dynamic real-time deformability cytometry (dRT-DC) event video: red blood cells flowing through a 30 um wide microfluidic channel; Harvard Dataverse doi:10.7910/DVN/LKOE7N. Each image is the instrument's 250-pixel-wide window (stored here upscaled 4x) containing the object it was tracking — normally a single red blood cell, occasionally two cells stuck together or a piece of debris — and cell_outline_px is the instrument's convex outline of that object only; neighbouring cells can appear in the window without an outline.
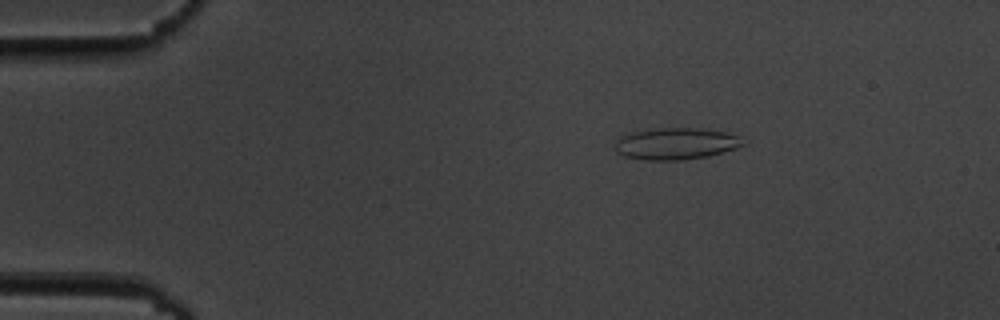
{"species": "common noctule bat (a hibernating species)", "species_latin": "Nyctalus noctula", "temperature_condition": "cold", "stored_images_in_passage": 48, "camera_frame_rate_fps": 3000, "um_per_image_px": 0.085, "animal": {"sex": "male", "body_mass_g": 19.5, "forearm_length_mm": 54.6}, "frame": {"image": 1, "passage_image": 3, "time_ms": 0.667, "image_size_px": [1000, 320], "cell_outline_px": [[744, 144], [736, 148], [724, 152], [708, 156], [680, 160], [644, 160], [624, 156], [616, 152], [616, 140], [620, 136], [632, 132], [664, 128], [692, 128], [724, 132], [736, 136]], "centroid_in_image_um": [57.4, 12.23], "position_along_channel_um": 27.6, "area_um2": 23.24}}
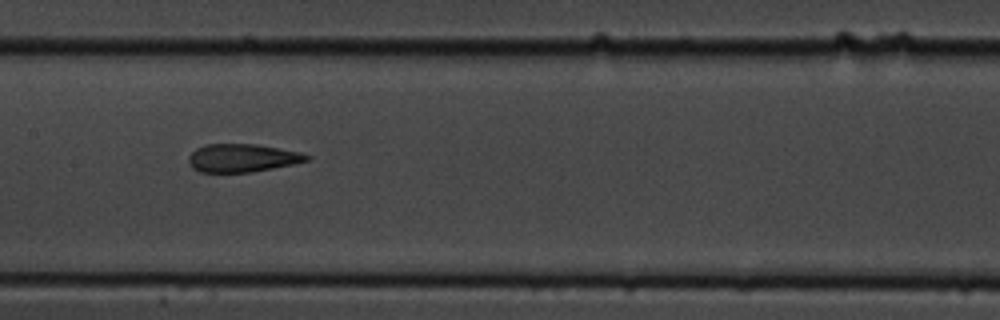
{"frame": {"image": 2, "passage_image": 21, "time_ms": 6.667, "image_size_px": [1000, 320], "cell_outline_px": [[312, 156], [308, 160], [292, 164], [252, 172], [200, 172], [192, 168], [188, 160], [188, 156], [196, 148], [204, 144], [256, 144], [300, 152]], "centroid_in_image_um": [20.56, 13.42], "position_along_channel_um": 186.8, "area_um2": 19.31}}
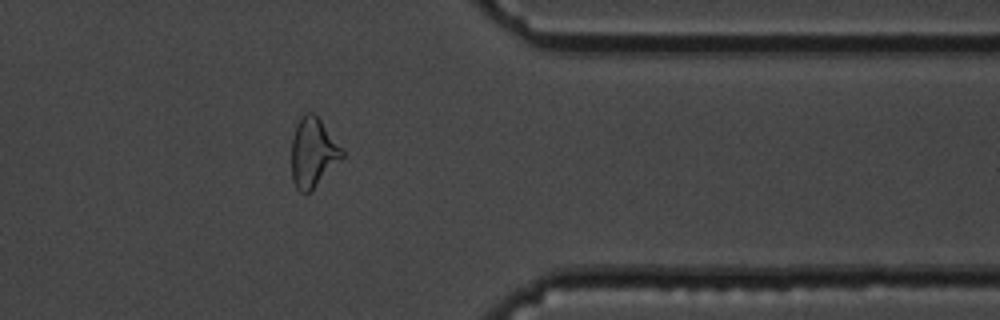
{"frame": {"image": 3, "passage_image": 38, "time_ms": 12.333, "image_size_px": [1000, 320], "cell_outline_px": [[344, 156], [312, 192], [300, 192], [296, 188], [292, 180], [292, 136], [296, 124], [304, 112], [312, 112], [320, 120], [344, 148]], "centroid_in_image_um": [26.62, 12.98], "position_along_channel_um": 384.8, "area_um2": 20.69}, "authors_computed_cell_mechanics": {"area_um2": 20.3456, "velocity_mm_per_s": 3.7006, "shape_relaxation_time_tau1_ms": 4.4359, "shape_relaxation_time_tau2_ms": 2.0625, "deformation_change_tau1": 0.1568, "deformation_change_tau2": 0.1226}}